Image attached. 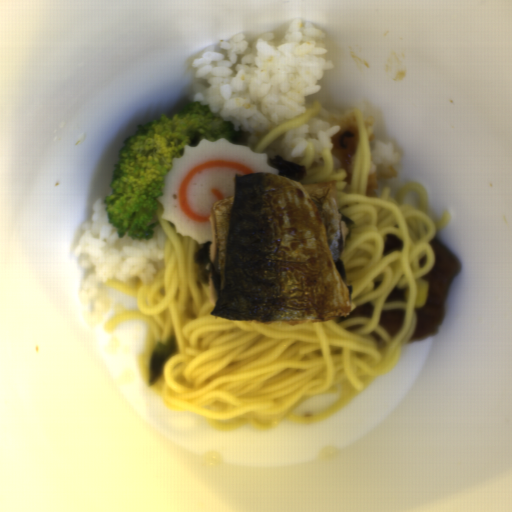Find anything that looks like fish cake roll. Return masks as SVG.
I'll use <instances>...</instances> for the list:
<instances>
[{
	"mask_svg": "<svg viewBox=\"0 0 512 512\" xmlns=\"http://www.w3.org/2000/svg\"><path fill=\"white\" fill-rule=\"evenodd\" d=\"M268 153H256L247 145L225 138L202 139L184 144L183 154L173 158L162 192L160 216L172 222L176 233L199 244L213 241L210 218L217 200L234 196L235 174L264 172L278 175L267 163Z\"/></svg>",
	"mask_w": 512,
	"mask_h": 512,
	"instance_id": "fish-cake-roll-1",
	"label": "fish cake roll"
}]
</instances>
